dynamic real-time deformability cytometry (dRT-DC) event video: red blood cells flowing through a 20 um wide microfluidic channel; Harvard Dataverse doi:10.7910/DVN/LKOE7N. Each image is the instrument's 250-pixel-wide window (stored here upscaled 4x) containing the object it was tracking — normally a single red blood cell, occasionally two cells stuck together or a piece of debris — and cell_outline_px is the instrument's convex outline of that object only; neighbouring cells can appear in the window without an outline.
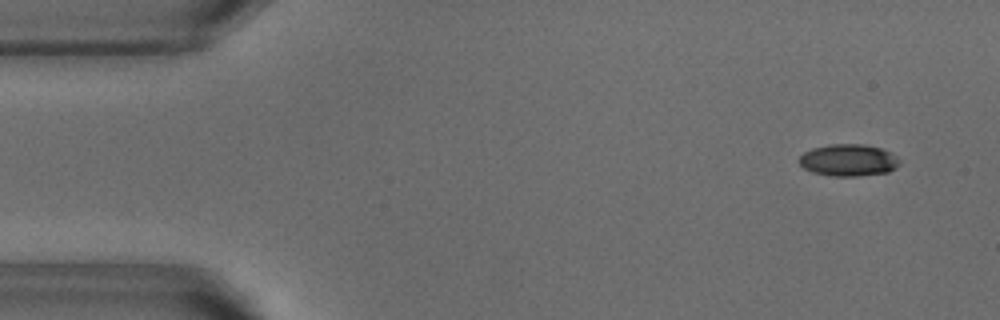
{"species": "common noctule bat (a hibernating species)", "species_latin": "Nyctalus noctula", "temperature_condition": "warm", "stored_images_in_passage": 9, "camera_frame_rate_fps": 3000, "um_per_image_px": 0.085, "animal": {"sex": "male", "body_mass_g": 18.8}, "frame": {"image": 1, "passage_image": 4, "time_ms": 1.0, "image_size_px": [1000, 320], "cell_outline_px": [[900, 164], [896, 168], [888, 172], [856, 176], [832, 176], [812, 172], [804, 168], [800, 164], [800, 156], [804, 152], [812, 148], [828, 144], [864, 144], [880, 148], [896, 156], [900, 160]], "centroid_in_image_um": [72.12, 13.61], "position_along_channel_um": 12.9, "area_um2": 18.67}}